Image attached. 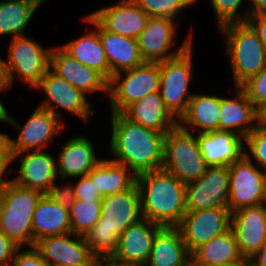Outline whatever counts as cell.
<instances>
[{"label":"cell","mask_w":266,"mask_h":266,"mask_svg":"<svg viewBox=\"0 0 266 266\" xmlns=\"http://www.w3.org/2000/svg\"><path fill=\"white\" fill-rule=\"evenodd\" d=\"M87 176L102 197L126 192L136 184V175L130 169L106 158H102Z\"/></svg>","instance_id":"31"},{"label":"cell","mask_w":266,"mask_h":266,"mask_svg":"<svg viewBox=\"0 0 266 266\" xmlns=\"http://www.w3.org/2000/svg\"><path fill=\"white\" fill-rule=\"evenodd\" d=\"M178 228L192 253L200 245L231 229V212L229 208L187 210Z\"/></svg>","instance_id":"14"},{"label":"cell","mask_w":266,"mask_h":266,"mask_svg":"<svg viewBox=\"0 0 266 266\" xmlns=\"http://www.w3.org/2000/svg\"><path fill=\"white\" fill-rule=\"evenodd\" d=\"M266 203V172L245 154L229 166L230 212Z\"/></svg>","instance_id":"10"},{"label":"cell","mask_w":266,"mask_h":266,"mask_svg":"<svg viewBox=\"0 0 266 266\" xmlns=\"http://www.w3.org/2000/svg\"><path fill=\"white\" fill-rule=\"evenodd\" d=\"M207 168L196 134L179 125L165 134L163 170L188 184L198 180Z\"/></svg>","instance_id":"7"},{"label":"cell","mask_w":266,"mask_h":266,"mask_svg":"<svg viewBox=\"0 0 266 266\" xmlns=\"http://www.w3.org/2000/svg\"><path fill=\"white\" fill-rule=\"evenodd\" d=\"M122 114L145 128L165 134L178 125V121L165 108L160 92L145 95L129 105Z\"/></svg>","instance_id":"26"},{"label":"cell","mask_w":266,"mask_h":266,"mask_svg":"<svg viewBox=\"0 0 266 266\" xmlns=\"http://www.w3.org/2000/svg\"><path fill=\"white\" fill-rule=\"evenodd\" d=\"M252 4L247 11L248 18L253 15H266V0H251Z\"/></svg>","instance_id":"45"},{"label":"cell","mask_w":266,"mask_h":266,"mask_svg":"<svg viewBox=\"0 0 266 266\" xmlns=\"http://www.w3.org/2000/svg\"><path fill=\"white\" fill-rule=\"evenodd\" d=\"M0 89H10L9 85L3 80L1 61H0Z\"/></svg>","instance_id":"51"},{"label":"cell","mask_w":266,"mask_h":266,"mask_svg":"<svg viewBox=\"0 0 266 266\" xmlns=\"http://www.w3.org/2000/svg\"><path fill=\"white\" fill-rule=\"evenodd\" d=\"M48 195L59 205L68 210L76 201L74 187L71 183L64 184L63 186H58L57 183H55L48 192Z\"/></svg>","instance_id":"40"},{"label":"cell","mask_w":266,"mask_h":266,"mask_svg":"<svg viewBox=\"0 0 266 266\" xmlns=\"http://www.w3.org/2000/svg\"><path fill=\"white\" fill-rule=\"evenodd\" d=\"M11 163L12 162H0V190L8 180V173H12L13 168H9V165H11Z\"/></svg>","instance_id":"47"},{"label":"cell","mask_w":266,"mask_h":266,"mask_svg":"<svg viewBox=\"0 0 266 266\" xmlns=\"http://www.w3.org/2000/svg\"><path fill=\"white\" fill-rule=\"evenodd\" d=\"M99 37L108 60L110 78L145 62L140 54L137 39L105 31L100 25Z\"/></svg>","instance_id":"27"},{"label":"cell","mask_w":266,"mask_h":266,"mask_svg":"<svg viewBox=\"0 0 266 266\" xmlns=\"http://www.w3.org/2000/svg\"><path fill=\"white\" fill-rule=\"evenodd\" d=\"M20 249L4 233L0 232V265H11L16 252Z\"/></svg>","instance_id":"42"},{"label":"cell","mask_w":266,"mask_h":266,"mask_svg":"<svg viewBox=\"0 0 266 266\" xmlns=\"http://www.w3.org/2000/svg\"><path fill=\"white\" fill-rule=\"evenodd\" d=\"M34 248L49 266H94L98 262L83 236L73 233L42 238Z\"/></svg>","instance_id":"17"},{"label":"cell","mask_w":266,"mask_h":266,"mask_svg":"<svg viewBox=\"0 0 266 266\" xmlns=\"http://www.w3.org/2000/svg\"><path fill=\"white\" fill-rule=\"evenodd\" d=\"M220 96L193 94L186 113L178 125L187 132L205 133L219 130ZM193 129V130H191Z\"/></svg>","instance_id":"29"},{"label":"cell","mask_w":266,"mask_h":266,"mask_svg":"<svg viewBox=\"0 0 266 266\" xmlns=\"http://www.w3.org/2000/svg\"><path fill=\"white\" fill-rule=\"evenodd\" d=\"M34 89L45 93V100L38 106L50 111L61 120V113L57 110L58 107L76 117L78 116L81 121L86 123L94 115L88 95L73 87L50 69Z\"/></svg>","instance_id":"12"},{"label":"cell","mask_w":266,"mask_h":266,"mask_svg":"<svg viewBox=\"0 0 266 266\" xmlns=\"http://www.w3.org/2000/svg\"><path fill=\"white\" fill-rule=\"evenodd\" d=\"M0 162H14L11 137L3 132H0Z\"/></svg>","instance_id":"44"},{"label":"cell","mask_w":266,"mask_h":266,"mask_svg":"<svg viewBox=\"0 0 266 266\" xmlns=\"http://www.w3.org/2000/svg\"><path fill=\"white\" fill-rule=\"evenodd\" d=\"M93 143L85 136H73L64 144L56 159L60 179L85 176L102 159L96 157Z\"/></svg>","instance_id":"22"},{"label":"cell","mask_w":266,"mask_h":266,"mask_svg":"<svg viewBox=\"0 0 266 266\" xmlns=\"http://www.w3.org/2000/svg\"><path fill=\"white\" fill-rule=\"evenodd\" d=\"M32 229L35 244L42 238L71 233L69 210L44 194L34 210Z\"/></svg>","instance_id":"30"},{"label":"cell","mask_w":266,"mask_h":266,"mask_svg":"<svg viewBox=\"0 0 266 266\" xmlns=\"http://www.w3.org/2000/svg\"><path fill=\"white\" fill-rule=\"evenodd\" d=\"M83 20L94 27L87 34L77 37L60 46L72 58L88 68L99 72L107 81L110 80V69L105 51L99 37V24L88 14Z\"/></svg>","instance_id":"25"},{"label":"cell","mask_w":266,"mask_h":266,"mask_svg":"<svg viewBox=\"0 0 266 266\" xmlns=\"http://www.w3.org/2000/svg\"><path fill=\"white\" fill-rule=\"evenodd\" d=\"M248 266H266V242L260 250L248 261Z\"/></svg>","instance_id":"46"},{"label":"cell","mask_w":266,"mask_h":266,"mask_svg":"<svg viewBox=\"0 0 266 266\" xmlns=\"http://www.w3.org/2000/svg\"><path fill=\"white\" fill-rule=\"evenodd\" d=\"M244 154L264 172H266V127L257 125L244 138ZM248 148V150H246ZM249 151V152H248Z\"/></svg>","instance_id":"37"},{"label":"cell","mask_w":266,"mask_h":266,"mask_svg":"<svg viewBox=\"0 0 266 266\" xmlns=\"http://www.w3.org/2000/svg\"><path fill=\"white\" fill-rule=\"evenodd\" d=\"M149 17L177 19L181 10L195 5L198 0H133Z\"/></svg>","instance_id":"35"},{"label":"cell","mask_w":266,"mask_h":266,"mask_svg":"<svg viewBox=\"0 0 266 266\" xmlns=\"http://www.w3.org/2000/svg\"><path fill=\"white\" fill-rule=\"evenodd\" d=\"M247 22L258 33L259 39L262 42L266 51V15L250 16Z\"/></svg>","instance_id":"43"},{"label":"cell","mask_w":266,"mask_h":266,"mask_svg":"<svg viewBox=\"0 0 266 266\" xmlns=\"http://www.w3.org/2000/svg\"><path fill=\"white\" fill-rule=\"evenodd\" d=\"M11 266H49L42 258L41 254L34 248H27L16 252Z\"/></svg>","instance_id":"41"},{"label":"cell","mask_w":266,"mask_h":266,"mask_svg":"<svg viewBox=\"0 0 266 266\" xmlns=\"http://www.w3.org/2000/svg\"><path fill=\"white\" fill-rule=\"evenodd\" d=\"M50 70L86 95L97 91L108 95V81L96 70L72 58L60 46L52 49Z\"/></svg>","instance_id":"21"},{"label":"cell","mask_w":266,"mask_h":266,"mask_svg":"<svg viewBox=\"0 0 266 266\" xmlns=\"http://www.w3.org/2000/svg\"><path fill=\"white\" fill-rule=\"evenodd\" d=\"M231 229L241 257L248 262L266 242V203L232 212Z\"/></svg>","instance_id":"18"},{"label":"cell","mask_w":266,"mask_h":266,"mask_svg":"<svg viewBox=\"0 0 266 266\" xmlns=\"http://www.w3.org/2000/svg\"><path fill=\"white\" fill-rule=\"evenodd\" d=\"M44 194L7 180L0 190V232L18 247L35 246L32 217Z\"/></svg>","instance_id":"4"},{"label":"cell","mask_w":266,"mask_h":266,"mask_svg":"<svg viewBox=\"0 0 266 266\" xmlns=\"http://www.w3.org/2000/svg\"><path fill=\"white\" fill-rule=\"evenodd\" d=\"M159 84L160 64L157 62H144L131 70L112 75L107 95L111 113H122L145 95L159 92Z\"/></svg>","instance_id":"9"},{"label":"cell","mask_w":266,"mask_h":266,"mask_svg":"<svg viewBox=\"0 0 266 266\" xmlns=\"http://www.w3.org/2000/svg\"><path fill=\"white\" fill-rule=\"evenodd\" d=\"M75 184L73 183L74 192L77 200L82 201H102L98 189L92 180L87 176H81Z\"/></svg>","instance_id":"39"},{"label":"cell","mask_w":266,"mask_h":266,"mask_svg":"<svg viewBox=\"0 0 266 266\" xmlns=\"http://www.w3.org/2000/svg\"><path fill=\"white\" fill-rule=\"evenodd\" d=\"M175 20L167 17H149L137 42L140 54L145 62H163L182 54L193 43V30L183 40L178 49L171 47L176 45L175 35L177 26Z\"/></svg>","instance_id":"11"},{"label":"cell","mask_w":266,"mask_h":266,"mask_svg":"<svg viewBox=\"0 0 266 266\" xmlns=\"http://www.w3.org/2000/svg\"><path fill=\"white\" fill-rule=\"evenodd\" d=\"M211 6L214 10L217 28L231 24V23H241L248 21V12L242 11L240 13L238 10L241 8L243 1L245 0H210Z\"/></svg>","instance_id":"36"},{"label":"cell","mask_w":266,"mask_h":266,"mask_svg":"<svg viewBox=\"0 0 266 266\" xmlns=\"http://www.w3.org/2000/svg\"><path fill=\"white\" fill-rule=\"evenodd\" d=\"M193 44L182 54L167 59L160 64L159 92L165 108L179 121L186 113L193 94L189 93L193 75Z\"/></svg>","instance_id":"8"},{"label":"cell","mask_w":266,"mask_h":266,"mask_svg":"<svg viewBox=\"0 0 266 266\" xmlns=\"http://www.w3.org/2000/svg\"><path fill=\"white\" fill-rule=\"evenodd\" d=\"M110 160L125 165L136 176L162 169L165 133L145 128L122 113H111Z\"/></svg>","instance_id":"1"},{"label":"cell","mask_w":266,"mask_h":266,"mask_svg":"<svg viewBox=\"0 0 266 266\" xmlns=\"http://www.w3.org/2000/svg\"><path fill=\"white\" fill-rule=\"evenodd\" d=\"M9 89H0V94L2 91H8ZM1 100V99H0ZM9 113L6 111L3 103L0 101V122L7 123L9 118Z\"/></svg>","instance_id":"48"},{"label":"cell","mask_w":266,"mask_h":266,"mask_svg":"<svg viewBox=\"0 0 266 266\" xmlns=\"http://www.w3.org/2000/svg\"><path fill=\"white\" fill-rule=\"evenodd\" d=\"M105 31L137 39L149 16L133 1L120 0L89 14Z\"/></svg>","instance_id":"20"},{"label":"cell","mask_w":266,"mask_h":266,"mask_svg":"<svg viewBox=\"0 0 266 266\" xmlns=\"http://www.w3.org/2000/svg\"><path fill=\"white\" fill-rule=\"evenodd\" d=\"M142 218L136 184L126 192L103 197L99 221L83 236L91 254L98 261H108L117 250L119 236Z\"/></svg>","instance_id":"2"},{"label":"cell","mask_w":266,"mask_h":266,"mask_svg":"<svg viewBox=\"0 0 266 266\" xmlns=\"http://www.w3.org/2000/svg\"><path fill=\"white\" fill-rule=\"evenodd\" d=\"M191 253L178 227H162L156 234L145 266H186Z\"/></svg>","instance_id":"28"},{"label":"cell","mask_w":266,"mask_h":266,"mask_svg":"<svg viewBox=\"0 0 266 266\" xmlns=\"http://www.w3.org/2000/svg\"><path fill=\"white\" fill-rule=\"evenodd\" d=\"M186 266H195L191 261Z\"/></svg>","instance_id":"52"},{"label":"cell","mask_w":266,"mask_h":266,"mask_svg":"<svg viewBox=\"0 0 266 266\" xmlns=\"http://www.w3.org/2000/svg\"><path fill=\"white\" fill-rule=\"evenodd\" d=\"M161 228L145 218L129 226L119 236L117 250L108 262L115 266H145Z\"/></svg>","instance_id":"16"},{"label":"cell","mask_w":266,"mask_h":266,"mask_svg":"<svg viewBox=\"0 0 266 266\" xmlns=\"http://www.w3.org/2000/svg\"><path fill=\"white\" fill-rule=\"evenodd\" d=\"M195 266H248V263H229V264H205L193 263Z\"/></svg>","instance_id":"50"},{"label":"cell","mask_w":266,"mask_h":266,"mask_svg":"<svg viewBox=\"0 0 266 266\" xmlns=\"http://www.w3.org/2000/svg\"><path fill=\"white\" fill-rule=\"evenodd\" d=\"M229 166H208L195 181L186 184L187 210L228 208Z\"/></svg>","instance_id":"15"},{"label":"cell","mask_w":266,"mask_h":266,"mask_svg":"<svg viewBox=\"0 0 266 266\" xmlns=\"http://www.w3.org/2000/svg\"><path fill=\"white\" fill-rule=\"evenodd\" d=\"M219 33L226 40L234 87H240L266 67V51L258 33L248 22L222 26Z\"/></svg>","instance_id":"5"},{"label":"cell","mask_w":266,"mask_h":266,"mask_svg":"<svg viewBox=\"0 0 266 266\" xmlns=\"http://www.w3.org/2000/svg\"><path fill=\"white\" fill-rule=\"evenodd\" d=\"M47 0L0 1V36L16 38L26 34L35 11Z\"/></svg>","instance_id":"32"},{"label":"cell","mask_w":266,"mask_h":266,"mask_svg":"<svg viewBox=\"0 0 266 266\" xmlns=\"http://www.w3.org/2000/svg\"><path fill=\"white\" fill-rule=\"evenodd\" d=\"M235 98L220 97L219 130L245 138L258 125V110L240 87Z\"/></svg>","instance_id":"23"},{"label":"cell","mask_w":266,"mask_h":266,"mask_svg":"<svg viewBox=\"0 0 266 266\" xmlns=\"http://www.w3.org/2000/svg\"><path fill=\"white\" fill-rule=\"evenodd\" d=\"M191 262L205 264L248 263L239 253L232 229L196 248L191 253Z\"/></svg>","instance_id":"33"},{"label":"cell","mask_w":266,"mask_h":266,"mask_svg":"<svg viewBox=\"0 0 266 266\" xmlns=\"http://www.w3.org/2000/svg\"><path fill=\"white\" fill-rule=\"evenodd\" d=\"M240 88L246 93L255 108L259 110L266 104V67L244 82Z\"/></svg>","instance_id":"38"},{"label":"cell","mask_w":266,"mask_h":266,"mask_svg":"<svg viewBox=\"0 0 266 266\" xmlns=\"http://www.w3.org/2000/svg\"><path fill=\"white\" fill-rule=\"evenodd\" d=\"M15 159L19 160L18 176L11 180L22 187L48 194L58 177L56 157L46 151L35 150L13 153V161Z\"/></svg>","instance_id":"19"},{"label":"cell","mask_w":266,"mask_h":266,"mask_svg":"<svg viewBox=\"0 0 266 266\" xmlns=\"http://www.w3.org/2000/svg\"><path fill=\"white\" fill-rule=\"evenodd\" d=\"M258 124L266 127V104L258 110Z\"/></svg>","instance_id":"49"},{"label":"cell","mask_w":266,"mask_h":266,"mask_svg":"<svg viewBox=\"0 0 266 266\" xmlns=\"http://www.w3.org/2000/svg\"><path fill=\"white\" fill-rule=\"evenodd\" d=\"M31 36L11 38L8 58L0 56L3 80L12 89L15 77L35 88L50 69L51 48H43Z\"/></svg>","instance_id":"6"},{"label":"cell","mask_w":266,"mask_h":266,"mask_svg":"<svg viewBox=\"0 0 266 266\" xmlns=\"http://www.w3.org/2000/svg\"><path fill=\"white\" fill-rule=\"evenodd\" d=\"M142 217L162 227H178L187 212L186 184L163 169L136 176Z\"/></svg>","instance_id":"3"},{"label":"cell","mask_w":266,"mask_h":266,"mask_svg":"<svg viewBox=\"0 0 266 266\" xmlns=\"http://www.w3.org/2000/svg\"><path fill=\"white\" fill-rule=\"evenodd\" d=\"M102 201L77 200L69 209L71 233L84 236L100 219Z\"/></svg>","instance_id":"34"},{"label":"cell","mask_w":266,"mask_h":266,"mask_svg":"<svg viewBox=\"0 0 266 266\" xmlns=\"http://www.w3.org/2000/svg\"><path fill=\"white\" fill-rule=\"evenodd\" d=\"M7 123L20 130L17 139L11 138L12 153L45 150L48 143L66 127L61 119L39 106L24 125L19 124L13 116H9Z\"/></svg>","instance_id":"13"},{"label":"cell","mask_w":266,"mask_h":266,"mask_svg":"<svg viewBox=\"0 0 266 266\" xmlns=\"http://www.w3.org/2000/svg\"><path fill=\"white\" fill-rule=\"evenodd\" d=\"M197 141L208 166H230L244 155V138L228 131L197 134Z\"/></svg>","instance_id":"24"}]
</instances>
